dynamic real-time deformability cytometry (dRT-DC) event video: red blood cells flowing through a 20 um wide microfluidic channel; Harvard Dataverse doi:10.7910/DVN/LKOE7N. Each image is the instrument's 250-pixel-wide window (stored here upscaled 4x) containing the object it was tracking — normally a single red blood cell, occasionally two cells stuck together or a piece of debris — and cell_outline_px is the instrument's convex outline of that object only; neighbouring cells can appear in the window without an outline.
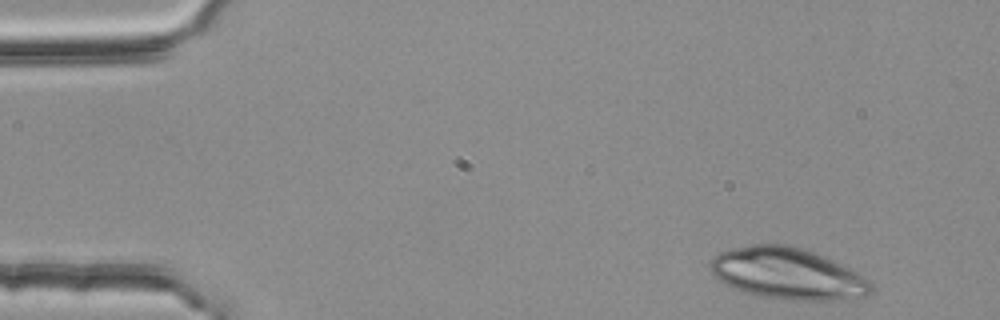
{"species": "common noctule bat (a hibernating species)", "species_latin": "Nyctalus noctula", "temperature_condition": "room temperature", "stored_images_in_passage": 3, "camera_frame_rate_fps": 3000, "um_per_image_px": 0.085, "animal": {"sex": "female", "body_mass_g": 25.1}, "frame": {"image": 1, "passage_image": 1, "time_ms": 0.0, "image_size_px": [1000, 320], "cell_outline_px": [[872, 292], [868, 296], [832, 300], [796, 300], [764, 296], [744, 292], [724, 284], [708, 268], [708, 264], [712, 256], [720, 252], [732, 248], [752, 244], [788, 244], [824, 256], [872, 280]], "centroid_in_image_um": [66.93, 23.25], "position_along_channel_um": 18.1, "area_um2": 48.09}}